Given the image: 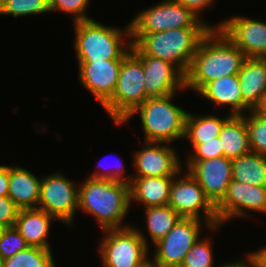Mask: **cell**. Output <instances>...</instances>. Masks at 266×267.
<instances>
[{
  "label": "cell",
  "instance_id": "43",
  "mask_svg": "<svg viewBox=\"0 0 266 267\" xmlns=\"http://www.w3.org/2000/svg\"><path fill=\"white\" fill-rule=\"evenodd\" d=\"M143 267H159V266L153 264L151 261H148Z\"/></svg>",
  "mask_w": 266,
  "mask_h": 267
},
{
  "label": "cell",
  "instance_id": "14",
  "mask_svg": "<svg viewBox=\"0 0 266 267\" xmlns=\"http://www.w3.org/2000/svg\"><path fill=\"white\" fill-rule=\"evenodd\" d=\"M246 57L266 58V23L244 16H234L214 25Z\"/></svg>",
  "mask_w": 266,
  "mask_h": 267
},
{
  "label": "cell",
  "instance_id": "39",
  "mask_svg": "<svg viewBox=\"0 0 266 267\" xmlns=\"http://www.w3.org/2000/svg\"><path fill=\"white\" fill-rule=\"evenodd\" d=\"M253 111L266 117V91L263 93L259 103L254 107Z\"/></svg>",
  "mask_w": 266,
  "mask_h": 267
},
{
  "label": "cell",
  "instance_id": "27",
  "mask_svg": "<svg viewBox=\"0 0 266 267\" xmlns=\"http://www.w3.org/2000/svg\"><path fill=\"white\" fill-rule=\"evenodd\" d=\"M51 249L32 247L3 260V267H56Z\"/></svg>",
  "mask_w": 266,
  "mask_h": 267
},
{
  "label": "cell",
  "instance_id": "22",
  "mask_svg": "<svg viewBox=\"0 0 266 267\" xmlns=\"http://www.w3.org/2000/svg\"><path fill=\"white\" fill-rule=\"evenodd\" d=\"M237 75L242 99L253 110L266 91V58L246 57Z\"/></svg>",
  "mask_w": 266,
  "mask_h": 267
},
{
  "label": "cell",
  "instance_id": "41",
  "mask_svg": "<svg viewBox=\"0 0 266 267\" xmlns=\"http://www.w3.org/2000/svg\"><path fill=\"white\" fill-rule=\"evenodd\" d=\"M246 260L249 263V267H263L250 253L247 254Z\"/></svg>",
  "mask_w": 266,
  "mask_h": 267
},
{
  "label": "cell",
  "instance_id": "42",
  "mask_svg": "<svg viewBox=\"0 0 266 267\" xmlns=\"http://www.w3.org/2000/svg\"><path fill=\"white\" fill-rule=\"evenodd\" d=\"M8 227L5 226L4 224L0 223V239L2 238L5 230L7 229Z\"/></svg>",
  "mask_w": 266,
  "mask_h": 267
},
{
  "label": "cell",
  "instance_id": "40",
  "mask_svg": "<svg viewBox=\"0 0 266 267\" xmlns=\"http://www.w3.org/2000/svg\"><path fill=\"white\" fill-rule=\"evenodd\" d=\"M222 267H249V263L247 260L245 261L244 259H238L235 262L233 261L231 263H224Z\"/></svg>",
  "mask_w": 266,
  "mask_h": 267
},
{
  "label": "cell",
  "instance_id": "18",
  "mask_svg": "<svg viewBox=\"0 0 266 267\" xmlns=\"http://www.w3.org/2000/svg\"><path fill=\"white\" fill-rule=\"evenodd\" d=\"M199 95L212 101L216 108L230 106L231 115H243L252 110L242 99L239 77L237 74L224 76L209 82Z\"/></svg>",
  "mask_w": 266,
  "mask_h": 267
},
{
  "label": "cell",
  "instance_id": "25",
  "mask_svg": "<svg viewBox=\"0 0 266 267\" xmlns=\"http://www.w3.org/2000/svg\"><path fill=\"white\" fill-rule=\"evenodd\" d=\"M232 179L240 183L266 186V155L249 152L233 159Z\"/></svg>",
  "mask_w": 266,
  "mask_h": 267
},
{
  "label": "cell",
  "instance_id": "4",
  "mask_svg": "<svg viewBox=\"0 0 266 267\" xmlns=\"http://www.w3.org/2000/svg\"><path fill=\"white\" fill-rule=\"evenodd\" d=\"M73 25L77 61L123 59L131 50V28L128 23L124 29H120L104 25L93 18L74 22Z\"/></svg>",
  "mask_w": 266,
  "mask_h": 267
},
{
  "label": "cell",
  "instance_id": "45",
  "mask_svg": "<svg viewBox=\"0 0 266 267\" xmlns=\"http://www.w3.org/2000/svg\"><path fill=\"white\" fill-rule=\"evenodd\" d=\"M0 267H3V260L0 258Z\"/></svg>",
  "mask_w": 266,
  "mask_h": 267
},
{
  "label": "cell",
  "instance_id": "38",
  "mask_svg": "<svg viewBox=\"0 0 266 267\" xmlns=\"http://www.w3.org/2000/svg\"><path fill=\"white\" fill-rule=\"evenodd\" d=\"M263 267H266V246L257 251L249 252Z\"/></svg>",
  "mask_w": 266,
  "mask_h": 267
},
{
  "label": "cell",
  "instance_id": "26",
  "mask_svg": "<svg viewBox=\"0 0 266 267\" xmlns=\"http://www.w3.org/2000/svg\"><path fill=\"white\" fill-rule=\"evenodd\" d=\"M144 215L147 233L153 245L163 239L182 218L169 205L145 208Z\"/></svg>",
  "mask_w": 266,
  "mask_h": 267
},
{
  "label": "cell",
  "instance_id": "6",
  "mask_svg": "<svg viewBox=\"0 0 266 267\" xmlns=\"http://www.w3.org/2000/svg\"><path fill=\"white\" fill-rule=\"evenodd\" d=\"M144 78L142 61L130 50L122 59L113 95L102 105L117 126L147 99Z\"/></svg>",
  "mask_w": 266,
  "mask_h": 267
},
{
  "label": "cell",
  "instance_id": "8",
  "mask_svg": "<svg viewBox=\"0 0 266 267\" xmlns=\"http://www.w3.org/2000/svg\"><path fill=\"white\" fill-rule=\"evenodd\" d=\"M192 10L173 0H162L136 14L131 20V34L164 32L176 28H212Z\"/></svg>",
  "mask_w": 266,
  "mask_h": 267
},
{
  "label": "cell",
  "instance_id": "5",
  "mask_svg": "<svg viewBox=\"0 0 266 267\" xmlns=\"http://www.w3.org/2000/svg\"><path fill=\"white\" fill-rule=\"evenodd\" d=\"M174 95L147 98L120 125L139 114L145 142L172 144L183 139L188 111L172 103Z\"/></svg>",
  "mask_w": 266,
  "mask_h": 267
},
{
  "label": "cell",
  "instance_id": "24",
  "mask_svg": "<svg viewBox=\"0 0 266 267\" xmlns=\"http://www.w3.org/2000/svg\"><path fill=\"white\" fill-rule=\"evenodd\" d=\"M231 116L230 113L224 118L215 116V114L197 116V114L188 112L184 138L190 142L192 149L203 141L213 140V138L219 137L224 123Z\"/></svg>",
  "mask_w": 266,
  "mask_h": 267
},
{
  "label": "cell",
  "instance_id": "13",
  "mask_svg": "<svg viewBox=\"0 0 266 267\" xmlns=\"http://www.w3.org/2000/svg\"><path fill=\"white\" fill-rule=\"evenodd\" d=\"M186 169L200 184L205 196L216 206L232 181V159L225 156L209 160H186Z\"/></svg>",
  "mask_w": 266,
  "mask_h": 267
},
{
  "label": "cell",
  "instance_id": "7",
  "mask_svg": "<svg viewBox=\"0 0 266 267\" xmlns=\"http://www.w3.org/2000/svg\"><path fill=\"white\" fill-rule=\"evenodd\" d=\"M102 232L98 251L104 267H143L150 261L147 237L140 229L130 225Z\"/></svg>",
  "mask_w": 266,
  "mask_h": 267
},
{
  "label": "cell",
  "instance_id": "19",
  "mask_svg": "<svg viewBox=\"0 0 266 267\" xmlns=\"http://www.w3.org/2000/svg\"><path fill=\"white\" fill-rule=\"evenodd\" d=\"M53 220L55 218L42 209H20L15 228L29 246L51 249L48 236Z\"/></svg>",
  "mask_w": 266,
  "mask_h": 267
},
{
  "label": "cell",
  "instance_id": "2",
  "mask_svg": "<svg viewBox=\"0 0 266 267\" xmlns=\"http://www.w3.org/2000/svg\"><path fill=\"white\" fill-rule=\"evenodd\" d=\"M79 186L78 210L94 217L102 231L130 226L122 224L131 208L129 183L86 177Z\"/></svg>",
  "mask_w": 266,
  "mask_h": 267
},
{
  "label": "cell",
  "instance_id": "32",
  "mask_svg": "<svg viewBox=\"0 0 266 267\" xmlns=\"http://www.w3.org/2000/svg\"><path fill=\"white\" fill-rule=\"evenodd\" d=\"M27 247H29V245L15 226L8 227L0 239V258L4 260Z\"/></svg>",
  "mask_w": 266,
  "mask_h": 267
},
{
  "label": "cell",
  "instance_id": "9",
  "mask_svg": "<svg viewBox=\"0 0 266 267\" xmlns=\"http://www.w3.org/2000/svg\"><path fill=\"white\" fill-rule=\"evenodd\" d=\"M202 221L204 220L182 217L163 239L154 244L156 250L150 261L159 267H180L185 255L201 237L203 223L212 232L221 227H210Z\"/></svg>",
  "mask_w": 266,
  "mask_h": 267
},
{
  "label": "cell",
  "instance_id": "3",
  "mask_svg": "<svg viewBox=\"0 0 266 267\" xmlns=\"http://www.w3.org/2000/svg\"><path fill=\"white\" fill-rule=\"evenodd\" d=\"M212 28H176L149 34H131V50L175 65L186 74L201 40Z\"/></svg>",
  "mask_w": 266,
  "mask_h": 267
},
{
  "label": "cell",
  "instance_id": "11",
  "mask_svg": "<svg viewBox=\"0 0 266 267\" xmlns=\"http://www.w3.org/2000/svg\"><path fill=\"white\" fill-rule=\"evenodd\" d=\"M75 184L60 172L42 177L37 208L72 226L78 210L79 186Z\"/></svg>",
  "mask_w": 266,
  "mask_h": 267
},
{
  "label": "cell",
  "instance_id": "30",
  "mask_svg": "<svg viewBox=\"0 0 266 267\" xmlns=\"http://www.w3.org/2000/svg\"><path fill=\"white\" fill-rule=\"evenodd\" d=\"M212 246L209 239L199 238L185 255L180 267H216L214 266ZM223 265L217 267H222Z\"/></svg>",
  "mask_w": 266,
  "mask_h": 267
},
{
  "label": "cell",
  "instance_id": "20",
  "mask_svg": "<svg viewBox=\"0 0 266 267\" xmlns=\"http://www.w3.org/2000/svg\"><path fill=\"white\" fill-rule=\"evenodd\" d=\"M41 179L21 166H9L8 197L19 209L37 208Z\"/></svg>",
  "mask_w": 266,
  "mask_h": 267
},
{
  "label": "cell",
  "instance_id": "33",
  "mask_svg": "<svg viewBox=\"0 0 266 267\" xmlns=\"http://www.w3.org/2000/svg\"><path fill=\"white\" fill-rule=\"evenodd\" d=\"M187 156L186 160H209L224 156L220 138L216 137L213 140L203 141V143L196 145Z\"/></svg>",
  "mask_w": 266,
  "mask_h": 267
},
{
  "label": "cell",
  "instance_id": "44",
  "mask_svg": "<svg viewBox=\"0 0 266 267\" xmlns=\"http://www.w3.org/2000/svg\"><path fill=\"white\" fill-rule=\"evenodd\" d=\"M0 15H2V0H0Z\"/></svg>",
  "mask_w": 266,
  "mask_h": 267
},
{
  "label": "cell",
  "instance_id": "29",
  "mask_svg": "<svg viewBox=\"0 0 266 267\" xmlns=\"http://www.w3.org/2000/svg\"><path fill=\"white\" fill-rule=\"evenodd\" d=\"M49 12V0H2L3 15L18 17L48 14Z\"/></svg>",
  "mask_w": 266,
  "mask_h": 267
},
{
  "label": "cell",
  "instance_id": "17",
  "mask_svg": "<svg viewBox=\"0 0 266 267\" xmlns=\"http://www.w3.org/2000/svg\"><path fill=\"white\" fill-rule=\"evenodd\" d=\"M122 59L78 61L80 83L102 106L114 93Z\"/></svg>",
  "mask_w": 266,
  "mask_h": 267
},
{
  "label": "cell",
  "instance_id": "10",
  "mask_svg": "<svg viewBox=\"0 0 266 267\" xmlns=\"http://www.w3.org/2000/svg\"><path fill=\"white\" fill-rule=\"evenodd\" d=\"M180 175L179 173L173 178L168 205L181 217L202 220L203 215L204 222L210 227L219 225L215 206L205 196L200 184L187 170Z\"/></svg>",
  "mask_w": 266,
  "mask_h": 267
},
{
  "label": "cell",
  "instance_id": "35",
  "mask_svg": "<svg viewBox=\"0 0 266 267\" xmlns=\"http://www.w3.org/2000/svg\"><path fill=\"white\" fill-rule=\"evenodd\" d=\"M19 210L8 196H0V223L7 227L15 226Z\"/></svg>",
  "mask_w": 266,
  "mask_h": 267
},
{
  "label": "cell",
  "instance_id": "34",
  "mask_svg": "<svg viewBox=\"0 0 266 267\" xmlns=\"http://www.w3.org/2000/svg\"><path fill=\"white\" fill-rule=\"evenodd\" d=\"M114 167H115L114 169L110 170L103 169V172L100 170L101 167H99L97 171L93 172L91 175H88V177H92L95 179L111 180V181H122L126 183H130L132 181L133 176L131 174L126 176L127 172L124 168L123 163L121 164L118 163V166L116 165Z\"/></svg>",
  "mask_w": 266,
  "mask_h": 267
},
{
  "label": "cell",
  "instance_id": "31",
  "mask_svg": "<svg viewBox=\"0 0 266 267\" xmlns=\"http://www.w3.org/2000/svg\"><path fill=\"white\" fill-rule=\"evenodd\" d=\"M50 12L62 11L67 15H71L73 23L78 21L90 20L86 10L89 6V0H49Z\"/></svg>",
  "mask_w": 266,
  "mask_h": 267
},
{
  "label": "cell",
  "instance_id": "15",
  "mask_svg": "<svg viewBox=\"0 0 266 267\" xmlns=\"http://www.w3.org/2000/svg\"><path fill=\"white\" fill-rule=\"evenodd\" d=\"M169 145L167 143L144 141L143 148L133 154V166H135L136 174H132V176H176L184 172L178 153Z\"/></svg>",
  "mask_w": 266,
  "mask_h": 267
},
{
  "label": "cell",
  "instance_id": "28",
  "mask_svg": "<svg viewBox=\"0 0 266 267\" xmlns=\"http://www.w3.org/2000/svg\"><path fill=\"white\" fill-rule=\"evenodd\" d=\"M244 114V120L248 130L251 152L266 155V117L261 116L253 110Z\"/></svg>",
  "mask_w": 266,
  "mask_h": 267
},
{
  "label": "cell",
  "instance_id": "12",
  "mask_svg": "<svg viewBox=\"0 0 266 267\" xmlns=\"http://www.w3.org/2000/svg\"><path fill=\"white\" fill-rule=\"evenodd\" d=\"M219 225L232 219L248 217L249 213L266 214V186L240 183L232 179L226 194L215 206Z\"/></svg>",
  "mask_w": 266,
  "mask_h": 267
},
{
  "label": "cell",
  "instance_id": "37",
  "mask_svg": "<svg viewBox=\"0 0 266 267\" xmlns=\"http://www.w3.org/2000/svg\"><path fill=\"white\" fill-rule=\"evenodd\" d=\"M9 166L0 165V196L8 195Z\"/></svg>",
  "mask_w": 266,
  "mask_h": 267
},
{
  "label": "cell",
  "instance_id": "1",
  "mask_svg": "<svg viewBox=\"0 0 266 267\" xmlns=\"http://www.w3.org/2000/svg\"><path fill=\"white\" fill-rule=\"evenodd\" d=\"M245 59V54L219 29H211L201 40L185 74V91L198 94L209 82L238 74Z\"/></svg>",
  "mask_w": 266,
  "mask_h": 267
},
{
  "label": "cell",
  "instance_id": "21",
  "mask_svg": "<svg viewBox=\"0 0 266 267\" xmlns=\"http://www.w3.org/2000/svg\"><path fill=\"white\" fill-rule=\"evenodd\" d=\"M174 176L133 177L130 185V202L142 203L144 208L168 205Z\"/></svg>",
  "mask_w": 266,
  "mask_h": 267
},
{
  "label": "cell",
  "instance_id": "16",
  "mask_svg": "<svg viewBox=\"0 0 266 267\" xmlns=\"http://www.w3.org/2000/svg\"><path fill=\"white\" fill-rule=\"evenodd\" d=\"M143 63L147 98L163 97L185 90V75L172 63L150 55H137Z\"/></svg>",
  "mask_w": 266,
  "mask_h": 267
},
{
  "label": "cell",
  "instance_id": "23",
  "mask_svg": "<svg viewBox=\"0 0 266 267\" xmlns=\"http://www.w3.org/2000/svg\"><path fill=\"white\" fill-rule=\"evenodd\" d=\"M224 156L235 159L251 152L247 126L243 115H232L219 135Z\"/></svg>",
  "mask_w": 266,
  "mask_h": 267
},
{
  "label": "cell",
  "instance_id": "36",
  "mask_svg": "<svg viewBox=\"0 0 266 267\" xmlns=\"http://www.w3.org/2000/svg\"><path fill=\"white\" fill-rule=\"evenodd\" d=\"M177 3H180L189 10H192L197 16L200 17L201 12L205 8L209 9L215 2V0H173Z\"/></svg>",
  "mask_w": 266,
  "mask_h": 267
}]
</instances>
